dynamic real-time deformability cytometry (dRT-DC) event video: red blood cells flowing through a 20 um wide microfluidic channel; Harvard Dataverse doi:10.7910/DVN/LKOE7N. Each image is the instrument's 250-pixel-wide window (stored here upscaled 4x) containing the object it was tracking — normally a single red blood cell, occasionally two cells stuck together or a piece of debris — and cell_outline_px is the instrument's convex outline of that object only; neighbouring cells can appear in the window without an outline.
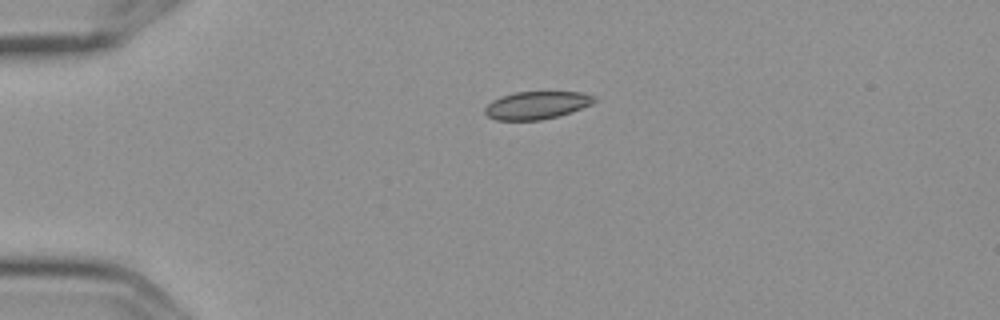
{"species": "Egyptian fruit bat (a non-hibernating species)", "species_latin": "Rousettus aegyptiacus", "temperature_condition": "cold", "stored_images_in_passage": 2, "camera_frame_rate_fps": 3000, "um_per_image_px": 0.085, "frame": {"image": 1, "passage_image": 1, "time_ms": 0.0, "image_size_px": [1000, 320], "cell_outline_px": [[596, 100], [592, 104], [556, 116], [540, 120], [496, 120], [488, 116], [484, 112], [484, 108], [492, 100], [500, 96], [516, 92], [584, 92], [596, 96]], "centroid_in_image_um": [45.6, 8.93], "position_along_channel_um": 39.4, "area_um2": 17.57}}